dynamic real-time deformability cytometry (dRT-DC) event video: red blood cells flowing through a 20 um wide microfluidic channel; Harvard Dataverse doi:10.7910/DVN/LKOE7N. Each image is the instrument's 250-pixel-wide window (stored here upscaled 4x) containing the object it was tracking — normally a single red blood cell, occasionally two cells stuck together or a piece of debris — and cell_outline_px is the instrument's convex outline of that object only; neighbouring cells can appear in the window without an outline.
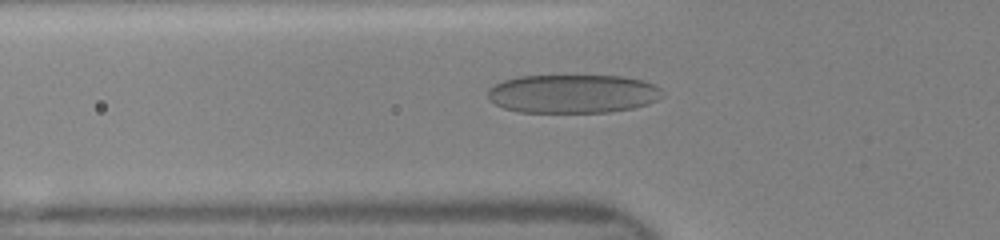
{"species": "human", "species_latin": "Homo sapiens", "temperature_condition": "room temperature", "stored_images_in_passage": 41, "camera_frame_rate_fps": 3000, "um_per_image_px": 0.085, "donor": {"sex": "female"}, "frame": {"image": 1, "passage_image": 10, "time_ms": 3.0, "image_size_px": [1000, 240], "cell_outline_px": [[664, 96], [648, 104], [632, 108], [608, 112], [520, 112], [504, 108], [488, 100], [488, 88], [504, 80], [520, 76], [620, 76], [644, 80], [660, 88]], "centroid_in_image_um": [48.69, 7.97], "position_along_channel_um": 77.1, "area_um2": 39.3}}
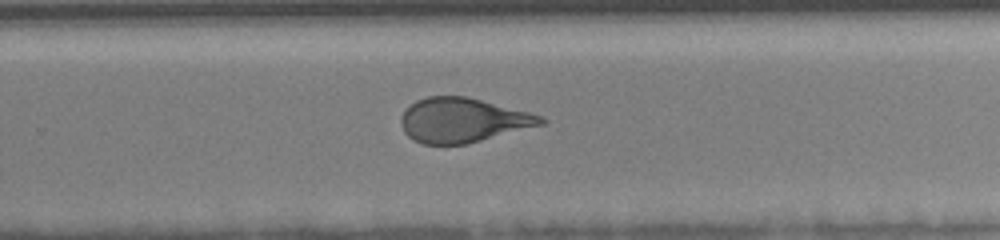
{"frame": {"image": 2, "passage_image": 25, "time_ms": 8.0, "image_size_px": [1000, 240], "cell_outline_px": [[548, 120], [544, 124], [468, 144], [424, 144], [408, 136], [404, 132], [400, 124], [400, 120], [404, 112], [416, 100], [428, 96], [464, 96], [544, 116]], "centroid_in_image_um": [39.35, 10.22], "position_along_channel_um": 290.5, "area_um2": 35.95}}
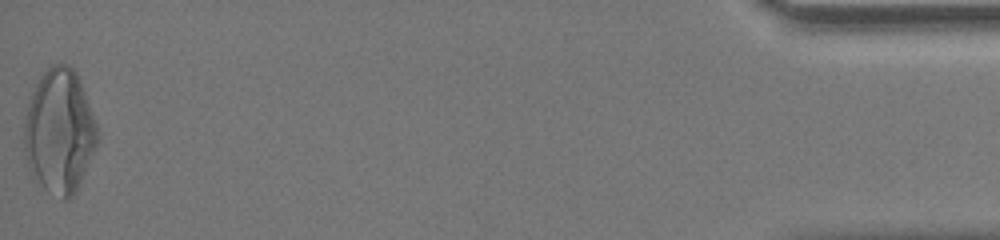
{"frame": {"image": 3, "passage_image": 41, "time_ms": 13.333, "image_size_px": [1000, 240], "cell_outline_px": [[96, 144], [72, 200], [64, 200], [48, 192], [40, 184], [28, 164], [24, 144], [24, 124], [28, 104], [32, 92], [40, 76], [52, 64], [68, 64], [76, 72], [80, 80], [96, 124]], "centroid_in_image_um": [5.04, 11.15], "position_along_channel_um": 430.2, "area_um2": 52.08}}